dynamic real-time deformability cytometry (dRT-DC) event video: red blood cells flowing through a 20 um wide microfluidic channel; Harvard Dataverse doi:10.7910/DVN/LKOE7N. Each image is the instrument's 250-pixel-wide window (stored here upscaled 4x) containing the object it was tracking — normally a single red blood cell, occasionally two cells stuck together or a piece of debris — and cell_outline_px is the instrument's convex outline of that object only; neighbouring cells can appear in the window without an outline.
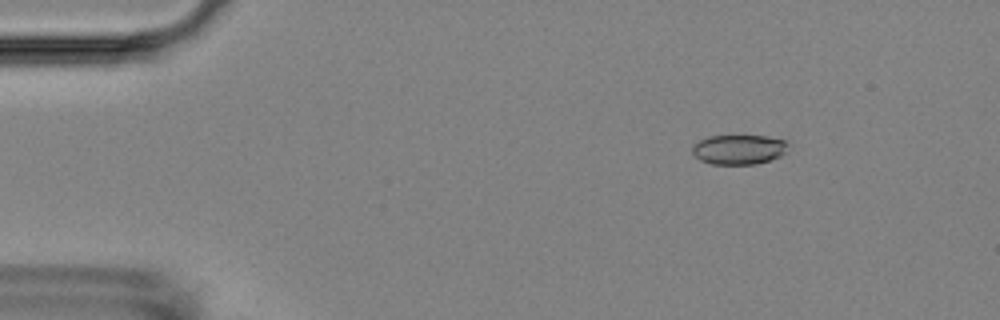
{"species": "Egyptian fruit bat (a non-hibernating species)", "species_latin": "Rousettus aegyptiacus", "temperature_condition": "room temperature", "stored_images_in_passage": 7, "camera_frame_rate_fps": 3000, "um_per_image_px": 0.085, "animal": {"sex": "female"}, "frame": {"image": 1, "passage_image": 2, "time_ms": 1.333, "image_size_px": [1000, 320], "cell_outline_px": [[788, 144], [784, 152], [780, 156], [756, 164], [712, 164], [700, 160], [692, 152], [692, 144], [708, 136], [764, 136], [784, 140]], "centroid_in_image_um": [62.76, 12.7], "position_along_channel_um": 22.2, "area_um2": 16.42}}
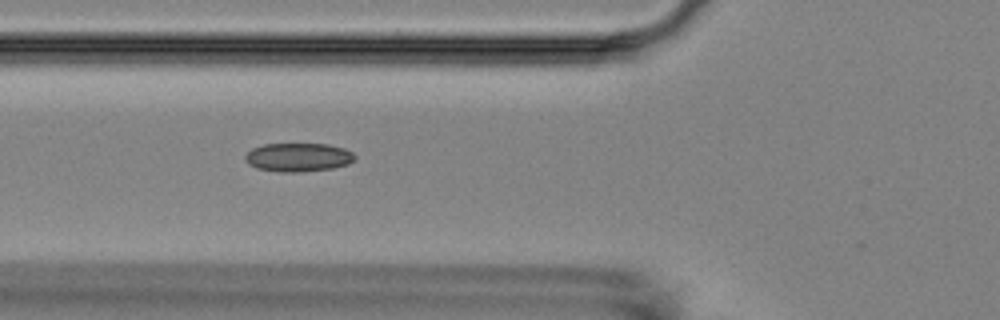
{"frame": {"image": 2, "passage_image": 6, "time_ms": 5.667, "image_size_px": [1000, 320], "cell_outline_px": [[356, 160], [348, 164], [332, 168], [300, 172], [280, 172], [256, 168], [248, 164], [244, 160], [244, 156], [252, 148], [264, 144], [328, 144], [344, 148], [352, 152], [356, 156]], "centroid_in_image_um": [25.35, 13.37], "position_along_channel_um": 100.5, "area_um2": 18.44}}